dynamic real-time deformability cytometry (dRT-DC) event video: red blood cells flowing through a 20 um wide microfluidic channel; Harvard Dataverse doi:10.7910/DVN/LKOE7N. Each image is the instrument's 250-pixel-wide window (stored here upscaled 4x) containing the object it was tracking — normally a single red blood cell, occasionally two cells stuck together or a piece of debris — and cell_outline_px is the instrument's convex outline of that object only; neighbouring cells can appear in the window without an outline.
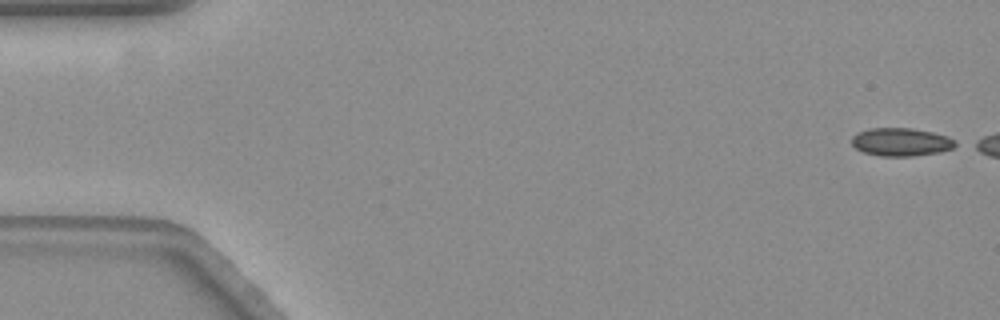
{"species": "common noctule bat (a hibernating species)", "species_latin": "Nyctalus noctula", "temperature_condition": "warm", "stored_images_in_passage": 7, "camera_frame_rate_fps": 3000, "um_per_image_px": 0.085, "animal": {"sex": "female", "body_mass_g": 19.3, "forearm_length_mm": 54.1}, "frame": {"image": 1, "passage_image": 1, "time_ms": 0.0, "image_size_px": [1000, 320], "cell_outline_px": [[960, 144], [952, 148], [940, 152], [912, 156], [880, 156], [864, 152], [856, 148], [852, 144], [852, 136], [856, 132], [872, 128], [912, 128], [932, 132], [948, 136], [956, 140]], "centroid_in_image_um": [76.62, 12.06], "position_along_channel_um": 8.4, "area_um2": 17.11}}